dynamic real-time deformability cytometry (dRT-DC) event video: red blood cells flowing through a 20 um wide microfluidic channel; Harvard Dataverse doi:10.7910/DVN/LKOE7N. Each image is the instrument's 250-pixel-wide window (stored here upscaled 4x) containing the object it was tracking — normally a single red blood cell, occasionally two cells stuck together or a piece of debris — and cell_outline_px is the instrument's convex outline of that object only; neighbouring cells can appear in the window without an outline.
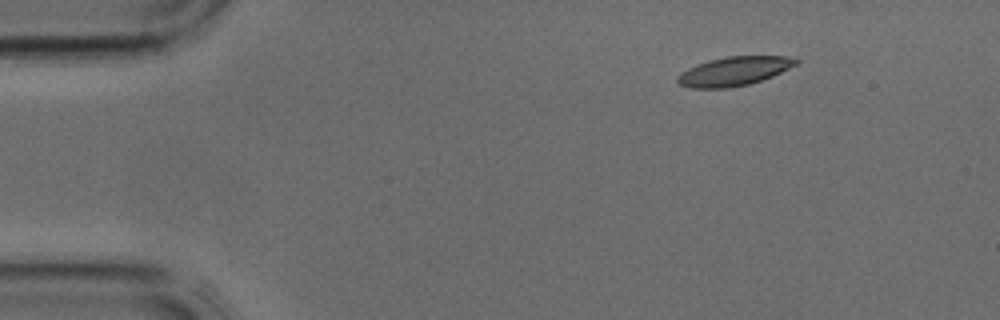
{"species": "common noctule bat (a hibernating species)", "species_latin": "Nyctalus noctula", "temperature_condition": "cold", "stored_images_in_passage": 3, "camera_frame_rate_fps": 3000, "um_per_image_px": 0.085, "animal": {"sex": "male", "body_mass_g": 17.9, "forearm_length_mm": 54.2}, "frame": {"image": 1, "passage_image": 1, "time_ms": 0.0, "image_size_px": [1000, 320], "cell_outline_px": [[800, 60], [796, 64], [772, 76], [748, 84], [728, 88], [692, 88], [680, 84], [676, 80], [676, 76], [680, 72], [688, 68], [708, 60], [728, 56], [788, 56]], "centroid_in_image_um": [62.36, 6.05], "position_along_channel_um": 22.6, "area_um2": 19.83}}
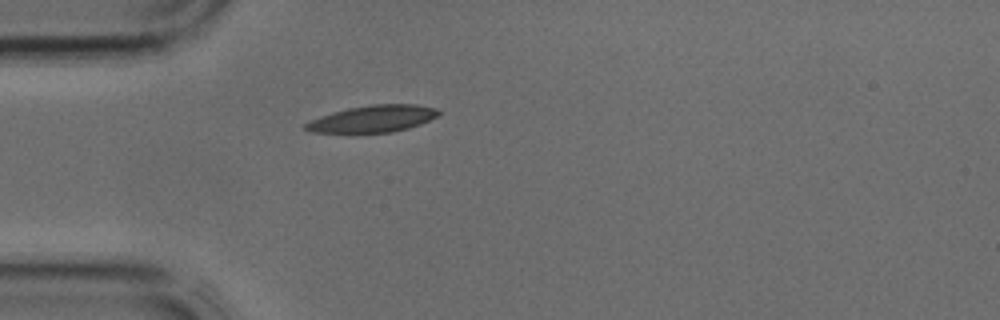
{"frame": {"image": 2, "passage_image": 3, "time_ms": 0.667, "image_size_px": [1000, 320], "cell_outline_px": [[440, 112], [436, 116], [420, 124], [408, 128], [392, 132], [312, 132], [304, 128], [304, 124], [308, 120], [332, 112], [348, 108], [372, 104], [416, 104], [436, 108]], "centroid_in_image_um": [31.66, 10.08], "position_along_channel_um": 53.3, "area_um2": 20.63}}